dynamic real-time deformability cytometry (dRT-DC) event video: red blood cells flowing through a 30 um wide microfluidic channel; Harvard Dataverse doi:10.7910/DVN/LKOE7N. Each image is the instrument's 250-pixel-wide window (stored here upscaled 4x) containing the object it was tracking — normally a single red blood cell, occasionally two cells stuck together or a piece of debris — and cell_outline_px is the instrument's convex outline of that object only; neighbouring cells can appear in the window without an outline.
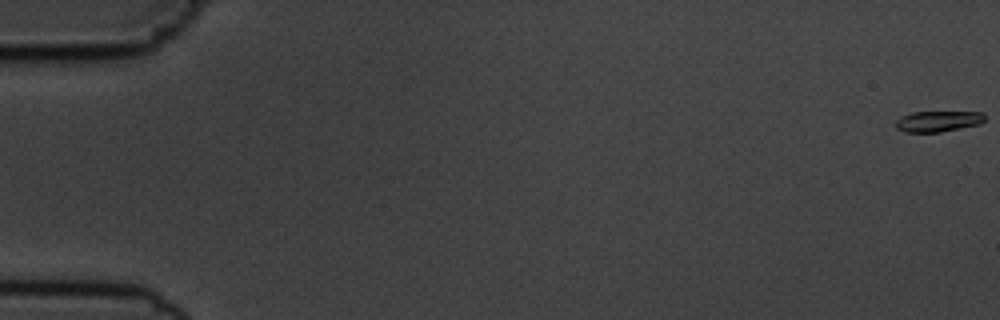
{"species": "common noctule bat (a hibernating species)", "species_latin": "Nyctalus noctula", "temperature_condition": "cold", "stored_images_in_passage": 9, "camera_frame_rate_fps": 3000, "um_per_image_px": 0.085, "animal": {"sex": "male", "body_mass_g": 19.5, "forearm_length_mm": 54.6}, "frame": {"image": 1, "passage_image": 1, "time_ms": 0.0, "image_size_px": [1000, 320], "cell_outline_px": [[984, 120], [980, 124], [940, 132], [904, 132], [896, 128], [896, 120], [912, 112], [980, 112], [984, 116]], "centroid_in_image_um": [79.72, 10.31], "position_along_channel_um": 5.3, "area_um2": 10.64}}
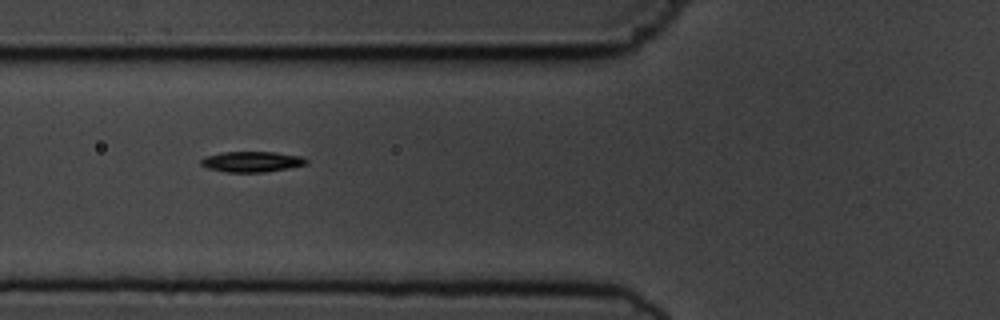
{"frame": {"image": 2, "passage_image": 7, "time_ms": 7.0, "image_size_px": [1000, 320], "cell_outline_px": [[308, 164], [288, 168], [264, 172], [228, 172], [208, 168], [200, 164], [200, 160], [204, 156], [224, 152], [272, 152], [300, 156], [308, 160]], "centroid_in_image_um": [21.39, 13.74], "position_along_channel_um": 104.4, "area_um2": 12.54}}
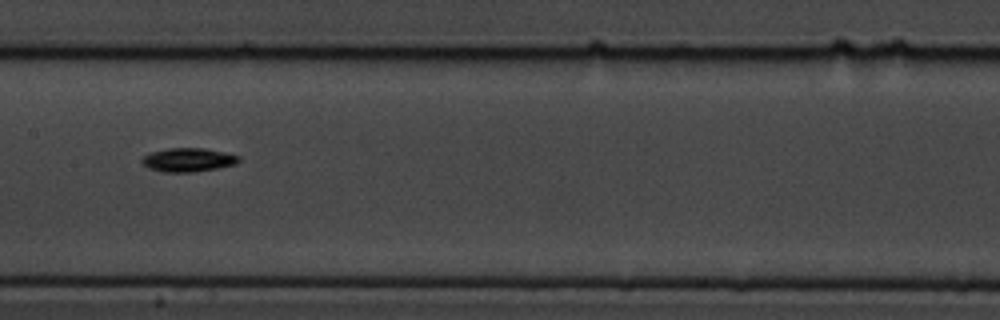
{"frame": {"image": 3, "passage_image": 9, "time_ms": 9.333, "image_size_px": [1000, 320], "cell_outline_px": [[240, 160], [236, 164], [216, 168], [192, 172], [164, 172], [148, 168], [140, 160], [144, 156], [152, 152], [168, 148], [204, 148], [224, 152], [240, 156]], "centroid_in_image_um": [16.0, 13.58], "position_along_channel_um": 191.4, "area_um2": 13.29}}